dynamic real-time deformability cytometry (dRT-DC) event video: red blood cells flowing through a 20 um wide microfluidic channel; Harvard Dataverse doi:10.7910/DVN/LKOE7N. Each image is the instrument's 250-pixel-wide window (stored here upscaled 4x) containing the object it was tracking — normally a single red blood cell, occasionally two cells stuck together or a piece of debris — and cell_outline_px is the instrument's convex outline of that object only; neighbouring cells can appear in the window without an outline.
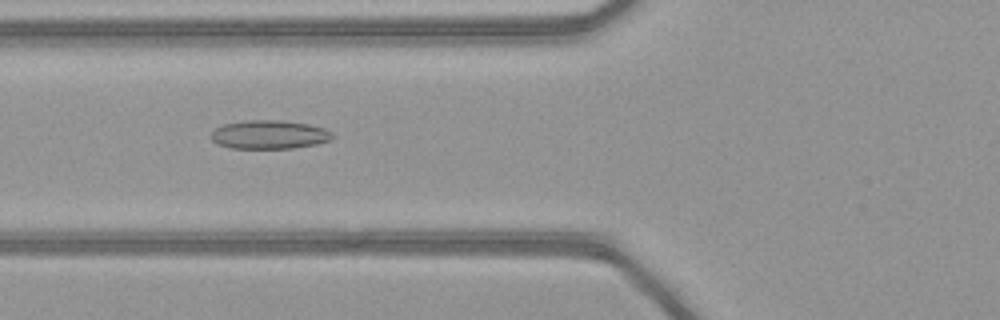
{"species": "common noctule bat (a hibernating species)", "species_latin": "Nyctalus noctula", "temperature_condition": "warm", "stored_images_in_passage": 43, "camera_frame_rate_fps": 3000, "um_per_image_px": 0.085, "animal": {"sex": "female", "body_mass_g": 21.9}, "frame": {"image": 1, "passage_image": 13, "time_ms": 4.0, "image_size_px": [1000, 320], "cell_outline_px": [[336, 136], [332, 140], [316, 144], [292, 148], [228, 148], [216, 144], [212, 140], [212, 132], [216, 128], [224, 124], [244, 120], [284, 120], [308, 124], [324, 128], [332, 132]], "centroid_in_image_um": [22.91, 11.44], "position_along_channel_um": 102.9, "area_um2": 20.46}}
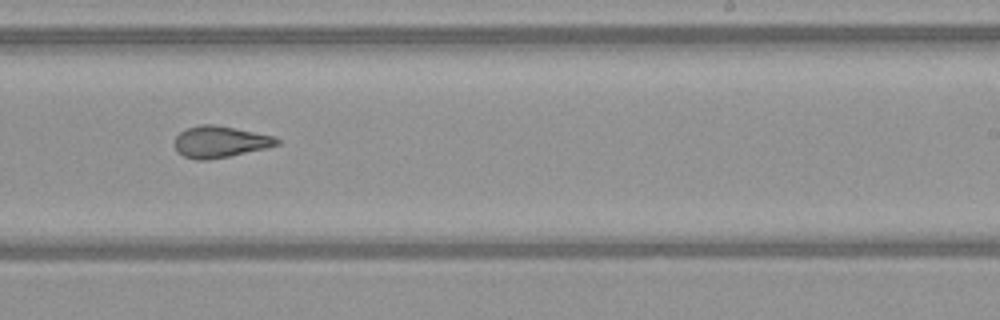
{"frame": {"image": 2, "passage_image": 25, "time_ms": 8.0, "image_size_px": [1000, 320], "cell_outline_px": [[280, 144], [268, 148], [208, 160], [196, 160], [184, 156], [176, 152], [172, 144], [176, 136], [184, 128], [200, 124], [216, 124], [236, 128], [272, 136], [280, 140]], "centroid_in_image_um": [18.64, 12.05], "position_along_channel_um": 270.4, "area_um2": 19.07}}
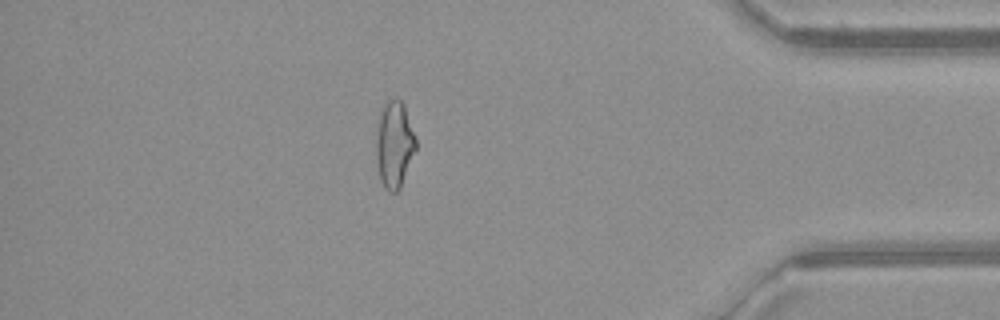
{"frame": {"image": 3, "passage_image": 37, "time_ms": 12.0, "image_size_px": [1000, 320], "cell_outline_px": [[416, 148], [400, 188], [396, 192], [388, 192], [384, 188], [380, 180], [376, 164], [376, 136], [380, 116], [384, 104], [388, 100], [396, 96], [404, 104], [416, 140]], "centroid_in_image_um": [33.5, 12.3], "position_along_channel_um": 401.7, "area_um2": 20.0}, "authors_computed_cell_mechanics": {"area_um2": 19.652, "velocity_mm_per_s": 4.1676, "shape_relaxation_time_tau1_ms": null, "shape_relaxation_time_tau2_ms": 1.7302, "deformation_change_tau1": null, "deformation_change_tau2": 0.0912}}